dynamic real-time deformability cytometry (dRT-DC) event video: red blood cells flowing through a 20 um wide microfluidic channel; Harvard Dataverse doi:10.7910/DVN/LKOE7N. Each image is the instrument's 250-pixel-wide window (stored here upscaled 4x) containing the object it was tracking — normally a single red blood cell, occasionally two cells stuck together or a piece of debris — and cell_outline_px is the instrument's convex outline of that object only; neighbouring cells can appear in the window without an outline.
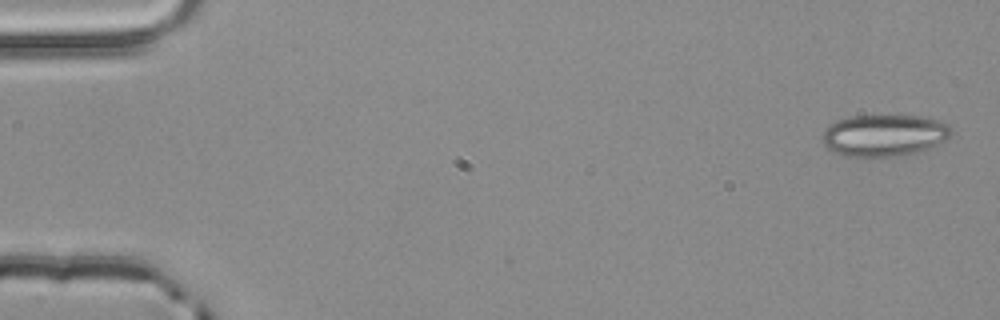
{"species": "common noctule bat (a hibernating species)", "species_latin": "Nyctalus noctula", "temperature_condition": "room temperature", "stored_images_in_passage": 4, "camera_frame_rate_fps": 3000, "um_per_image_px": 0.085, "animal": {"sex": "male", "body_mass_g": 20.4}, "frame": {"image": 1, "passage_image": 1, "time_ms": 0.0, "image_size_px": [1000, 320], "cell_outline_px": [[952, 136], [928, 148], [904, 156], [844, 156], [828, 148], [824, 144], [824, 128], [828, 124], [836, 120], [852, 116], [920, 116], [936, 120], [948, 124], [952, 128]], "centroid_in_image_um": [75.16, 11.5], "position_along_channel_um": 9.8, "area_um2": 31.21}}